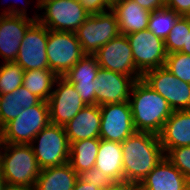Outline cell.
<instances>
[{"instance_id": "30bf717a", "label": "cell", "mask_w": 190, "mask_h": 190, "mask_svg": "<svg viewBox=\"0 0 190 190\" xmlns=\"http://www.w3.org/2000/svg\"><path fill=\"white\" fill-rule=\"evenodd\" d=\"M142 79L168 102L173 111L190 110V83L179 80L165 67L146 71Z\"/></svg>"}, {"instance_id": "cb8c5ba5", "label": "cell", "mask_w": 190, "mask_h": 190, "mask_svg": "<svg viewBox=\"0 0 190 190\" xmlns=\"http://www.w3.org/2000/svg\"><path fill=\"white\" fill-rule=\"evenodd\" d=\"M99 145V138L75 141L70 144L68 163L78 175L95 166Z\"/></svg>"}, {"instance_id": "60d3db41", "label": "cell", "mask_w": 190, "mask_h": 190, "mask_svg": "<svg viewBox=\"0 0 190 190\" xmlns=\"http://www.w3.org/2000/svg\"><path fill=\"white\" fill-rule=\"evenodd\" d=\"M5 184H6L5 178H4V176L2 174V171H1V168H0V190L3 189V187H4Z\"/></svg>"}, {"instance_id": "ba28073f", "label": "cell", "mask_w": 190, "mask_h": 190, "mask_svg": "<svg viewBox=\"0 0 190 190\" xmlns=\"http://www.w3.org/2000/svg\"><path fill=\"white\" fill-rule=\"evenodd\" d=\"M84 55L76 33L49 30L48 66L58 77H63Z\"/></svg>"}, {"instance_id": "52a82bcc", "label": "cell", "mask_w": 190, "mask_h": 190, "mask_svg": "<svg viewBox=\"0 0 190 190\" xmlns=\"http://www.w3.org/2000/svg\"><path fill=\"white\" fill-rule=\"evenodd\" d=\"M49 123L48 101H41L29 109H23L2 128L3 143L29 145Z\"/></svg>"}, {"instance_id": "ffe728a7", "label": "cell", "mask_w": 190, "mask_h": 190, "mask_svg": "<svg viewBox=\"0 0 190 190\" xmlns=\"http://www.w3.org/2000/svg\"><path fill=\"white\" fill-rule=\"evenodd\" d=\"M111 11L118 21L121 35L148 29L151 12L145 10L133 0H117L112 4Z\"/></svg>"}, {"instance_id": "f35d334b", "label": "cell", "mask_w": 190, "mask_h": 190, "mask_svg": "<svg viewBox=\"0 0 190 190\" xmlns=\"http://www.w3.org/2000/svg\"><path fill=\"white\" fill-rule=\"evenodd\" d=\"M2 190H33V188L23 186V185H12L6 183Z\"/></svg>"}, {"instance_id": "ac0fdd59", "label": "cell", "mask_w": 190, "mask_h": 190, "mask_svg": "<svg viewBox=\"0 0 190 190\" xmlns=\"http://www.w3.org/2000/svg\"><path fill=\"white\" fill-rule=\"evenodd\" d=\"M101 113L99 105H85L65 126L69 143L99 138Z\"/></svg>"}, {"instance_id": "603a6c76", "label": "cell", "mask_w": 190, "mask_h": 190, "mask_svg": "<svg viewBox=\"0 0 190 190\" xmlns=\"http://www.w3.org/2000/svg\"><path fill=\"white\" fill-rule=\"evenodd\" d=\"M78 177L68 162L41 169L33 190H73Z\"/></svg>"}, {"instance_id": "277c9868", "label": "cell", "mask_w": 190, "mask_h": 190, "mask_svg": "<svg viewBox=\"0 0 190 190\" xmlns=\"http://www.w3.org/2000/svg\"><path fill=\"white\" fill-rule=\"evenodd\" d=\"M36 4L33 18L28 16L26 6L19 9L15 4L8 5L0 13V56L3 62H15L25 32L39 19V0Z\"/></svg>"}, {"instance_id": "83f0119b", "label": "cell", "mask_w": 190, "mask_h": 190, "mask_svg": "<svg viewBox=\"0 0 190 190\" xmlns=\"http://www.w3.org/2000/svg\"><path fill=\"white\" fill-rule=\"evenodd\" d=\"M24 78V70L16 62H3L0 66V95L18 89Z\"/></svg>"}, {"instance_id": "b9f144b4", "label": "cell", "mask_w": 190, "mask_h": 190, "mask_svg": "<svg viewBox=\"0 0 190 190\" xmlns=\"http://www.w3.org/2000/svg\"><path fill=\"white\" fill-rule=\"evenodd\" d=\"M3 146V136H2V129H0V153Z\"/></svg>"}, {"instance_id": "5bb4252c", "label": "cell", "mask_w": 190, "mask_h": 190, "mask_svg": "<svg viewBox=\"0 0 190 190\" xmlns=\"http://www.w3.org/2000/svg\"><path fill=\"white\" fill-rule=\"evenodd\" d=\"M53 88L48 100L50 123L65 126L85 104L74 85L64 77H57Z\"/></svg>"}, {"instance_id": "2e32d148", "label": "cell", "mask_w": 190, "mask_h": 190, "mask_svg": "<svg viewBox=\"0 0 190 190\" xmlns=\"http://www.w3.org/2000/svg\"><path fill=\"white\" fill-rule=\"evenodd\" d=\"M135 79L118 72L99 68L96 85V105L102 106L128 101Z\"/></svg>"}, {"instance_id": "e0dca14e", "label": "cell", "mask_w": 190, "mask_h": 190, "mask_svg": "<svg viewBox=\"0 0 190 190\" xmlns=\"http://www.w3.org/2000/svg\"><path fill=\"white\" fill-rule=\"evenodd\" d=\"M137 190H190V181L164 156Z\"/></svg>"}, {"instance_id": "7a4b0ae2", "label": "cell", "mask_w": 190, "mask_h": 190, "mask_svg": "<svg viewBox=\"0 0 190 190\" xmlns=\"http://www.w3.org/2000/svg\"><path fill=\"white\" fill-rule=\"evenodd\" d=\"M130 95L128 102L136 132L159 135L173 112L168 102L142 78L135 81Z\"/></svg>"}, {"instance_id": "9c48e42d", "label": "cell", "mask_w": 190, "mask_h": 190, "mask_svg": "<svg viewBox=\"0 0 190 190\" xmlns=\"http://www.w3.org/2000/svg\"><path fill=\"white\" fill-rule=\"evenodd\" d=\"M75 33L83 52L94 55L100 47L118 37L120 30L115 14L109 10L90 14Z\"/></svg>"}, {"instance_id": "7402d4cb", "label": "cell", "mask_w": 190, "mask_h": 190, "mask_svg": "<svg viewBox=\"0 0 190 190\" xmlns=\"http://www.w3.org/2000/svg\"><path fill=\"white\" fill-rule=\"evenodd\" d=\"M95 168L114 182L123 181V154L121 143L100 139Z\"/></svg>"}, {"instance_id": "f546056e", "label": "cell", "mask_w": 190, "mask_h": 190, "mask_svg": "<svg viewBox=\"0 0 190 190\" xmlns=\"http://www.w3.org/2000/svg\"><path fill=\"white\" fill-rule=\"evenodd\" d=\"M164 67L179 80L190 83V55L182 52L167 54Z\"/></svg>"}, {"instance_id": "d6986e66", "label": "cell", "mask_w": 190, "mask_h": 190, "mask_svg": "<svg viewBox=\"0 0 190 190\" xmlns=\"http://www.w3.org/2000/svg\"><path fill=\"white\" fill-rule=\"evenodd\" d=\"M159 139L165 154L172 148L190 146V110L173 111Z\"/></svg>"}, {"instance_id": "44dd1931", "label": "cell", "mask_w": 190, "mask_h": 190, "mask_svg": "<svg viewBox=\"0 0 190 190\" xmlns=\"http://www.w3.org/2000/svg\"><path fill=\"white\" fill-rule=\"evenodd\" d=\"M41 101L22 85L11 93L0 95V129L15 119L23 109H29Z\"/></svg>"}, {"instance_id": "d590c367", "label": "cell", "mask_w": 190, "mask_h": 190, "mask_svg": "<svg viewBox=\"0 0 190 190\" xmlns=\"http://www.w3.org/2000/svg\"><path fill=\"white\" fill-rule=\"evenodd\" d=\"M138 5L143 7L145 10L149 12H153L155 10H159L165 7V0H133Z\"/></svg>"}, {"instance_id": "4dcf8cb0", "label": "cell", "mask_w": 190, "mask_h": 190, "mask_svg": "<svg viewBox=\"0 0 190 190\" xmlns=\"http://www.w3.org/2000/svg\"><path fill=\"white\" fill-rule=\"evenodd\" d=\"M165 157L190 181V146L172 148Z\"/></svg>"}, {"instance_id": "836d02e7", "label": "cell", "mask_w": 190, "mask_h": 190, "mask_svg": "<svg viewBox=\"0 0 190 190\" xmlns=\"http://www.w3.org/2000/svg\"><path fill=\"white\" fill-rule=\"evenodd\" d=\"M89 14L103 13L111 10L112 4L108 0H78ZM107 9V10H106Z\"/></svg>"}, {"instance_id": "ab89813d", "label": "cell", "mask_w": 190, "mask_h": 190, "mask_svg": "<svg viewBox=\"0 0 190 190\" xmlns=\"http://www.w3.org/2000/svg\"><path fill=\"white\" fill-rule=\"evenodd\" d=\"M180 52L190 55V31H187L186 46Z\"/></svg>"}, {"instance_id": "3957f363", "label": "cell", "mask_w": 190, "mask_h": 190, "mask_svg": "<svg viewBox=\"0 0 190 190\" xmlns=\"http://www.w3.org/2000/svg\"><path fill=\"white\" fill-rule=\"evenodd\" d=\"M0 168L6 183L30 188H34L41 171L30 145L10 143H3Z\"/></svg>"}, {"instance_id": "7bdbcfd3", "label": "cell", "mask_w": 190, "mask_h": 190, "mask_svg": "<svg viewBox=\"0 0 190 190\" xmlns=\"http://www.w3.org/2000/svg\"><path fill=\"white\" fill-rule=\"evenodd\" d=\"M24 2H25V5L27 4V5H29L30 4V1H28V0H23ZM15 4H16V2H15ZM24 5V4H23ZM24 5V6H25Z\"/></svg>"}, {"instance_id": "5b68a950", "label": "cell", "mask_w": 190, "mask_h": 190, "mask_svg": "<svg viewBox=\"0 0 190 190\" xmlns=\"http://www.w3.org/2000/svg\"><path fill=\"white\" fill-rule=\"evenodd\" d=\"M29 145L40 169L60 166L69 161L70 143L64 126L49 123Z\"/></svg>"}, {"instance_id": "8992f818", "label": "cell", "mask_w": 190, "mask_h": 190, "mask_svg": "<svg viewBox=\"0 0 190 190\" xmlns=\"http://www.w3.org/2000/svg\"><path fill=\"white\" fill-rule=\"evenodd\" d=\"M38 22L49 30L76 32L90 14L78 0H39Z\"/></svg>"}, {"instance_id": "9a60e30c", "label": "cell", "mask_w": 190, "mask_h": 190, "mask_svg": "<svg viewBox=\"0 0 190 190\" xmlns=\"http://www.w3.org/2000/svg\"><path fill=\"white\" fill-rule=\"evenodd\" d=\"M101 125L99 139L122 143L136 130L128 101L99 106Z\"/></svg>"}, {"instance_id": "f1b7e54d", "label": "cell", "mask_w": 190, "mask_h": 190, "mask_svg": "<svg viewBox=\"0 0 190 190\" xmlns=\"http://www.w3.org/2000/svg\"><path fill=\"white\" fill-rule=\"evenodd\" d=\"M187 31H190V16H180L164 40L167 54L180 52L186 46Z\"/></svg>"}, {"instance_id": "74e56055", "label": "cell", "mask_w": 190, "mask_h": 190, "mask_svg": "<svg viewBox=\"0 0 190 190\" xmlns=\"http://www.w3.org/2000/svg\"><path fill=\"white\" fill-rule=\"evenodd\" d=\"M73 190H101L99 189L97 186H94L93 184L90 185L84 181H82L79 177L78 180L75 184V187L73 188Z\"/></svg>"}, {"instance_id": "8d00e7d4", "label": "cell", "mask_w": 190, "mask_h": 190, "mask_svg": "<svg viewBox=\"0 0 190 190\" xmlns=\"http://www.w3.org/2000/svg\"><path fill=\"white\" fill-rule=\"evenodd\" d=\"M103 190H137V185L126 181L114 182Z\"/></svg>"}, {"instance_id": "484cf974", "label": "cell", "mask_w": 190, "mask_h": 190, "mask_svg": "<svg viewBox=\"0 0 190 190\" xmlns=\"http://www.w3.org/2000/svg\"><path fill=\"white\" fill-rule=\"evenodd\" d=\"M99 68L96 57L85 54L63 77L70 83H94Z\"/></svg>"}, {"instance_id": "7c38bea8", "label": "cell", "mask_w": 190, "mask_h": 190, "mask_svg": "<svg viewBox=\"0 0 190 190\" xmlns=\"http://www.w3.org/2000/svg\"><path fill=\"white\" fill-rule=\"evenodd\" d=\"M100 68L125 74L135 80L142 78V73L136 68L132 49L126 35H119L100 47L94 54Z\"/></svg>"}, {"instance_id": "1f68e13d", "label": "cell", "mask_w": 190, "mask_h": 190, "mask_svg": "<svg viewBox=\"0 0 190 190\" xmlns=\"http://www.w3.org/2000/svg\"><path fill=\"white\" fill-rule=\"evenodd\" d=\"M78 176L82 181L90 185L93 184L101 190H103L106 187H109L114 183V181L110 177L106 176L105 173H103L95 167L83 171Z\"/></svg>"}, {"instance_id": "d6a6232c", "label": "cell", "mask_w": 190, "mask_h": 190, "mask_svg": "<svg viewBox=\"0 0 190 190\" xmlns=\"http://www.w3.org/2000/svg\"><path fill=\"white\" fill-rule=\"evenodd\" d=\"M85 105L96 104L95 83H72Z\"/></svg>"}, {"instance_id": "ee69618b", "label": "cell", "mask_w": 190, "mask_h": 190, "mask_svg": "<svg viewBox=\"0 0 190 190\" xmlns=\"http://www.w3.org/2000/svg\"><path fill=\"white\" fill-rule=\"evenodd\" d=\"M111 4H113L117 0H108Z\"/></svg>"}, {"instance_id": "6da1fadb", "label": "cell", "mask_w": 190, "mask_h": 190, "mask_svg": "<svg viewBox=\"0 0 190 190\" xmlns=\"http://www.w3.org/2000/svg\"><path fill=\"white\" fill-rule=\"evenodd\" d=\"M121 146L123 181L137 186L165 156L159 135L149 132H135Z\"/></svg>"}, {"instance_id": "e575fe53", "label": "cell", "mask_w": 190, "mask_h": 190, "mask_svg": "<svg viewBox=\"0 0 190 190\" xmlns=\"http://www.w3.org/2000/svg\"><path fill=\"white\" fill-rule=\"evenodd\" d=\"M165 7L180 16H190V0H165Z\"/></svg>"}, {"instance_id": "4316f807", "label": "cell", "mask_w": 190, "mask_h": 190, "mask_svg": "<svg viewBox=\"0 0 190 190\" xmlns=\"http://www.w3.org/2000/svg\"><path fill=\"white\" fill-rule=\"evenodd\" d=\"M179 17V14L167 7L155 10L150 14L148 30L165 40Z\"/></svg>"}, {"instance_id": "8fae6325", "label": "cell", "mask_w": 190, "mask_h": 190, "mask_svg": "<svg viewBox=\"0 0 190 190\" xmlns=\"http://www.w3.org/2000/svg\"><path fill=\"white\" fill-rule=\"evenodd\" d=\"M136 68L144 74L146 71L165 66L167 52L163 39L148 29L126 35Z\"/></svg>"}, {"instance_id": "4fadbf2b", "label": "cell", "mask_w": 190, "mask_h": 190, "mask_svg": "<svg viewBox=\"0 0 190 190\" xmlns=\"http://www.w3.org/2000/svg\"><path fill=\"white\" fill-rule=\"evenodd\" d=\"M48 32L45 26L35 21L25 32L15 62L24 71L49 69L47 57Z\"/></svg>"}, {"instance_id": "d4e9b609", "label": "cell", "mask_w": 190, "mask_h": 190, "mask_svg": "<svg viewBox=\"0 0 190 190\" xmlns=\"http://www.w3.org/2000/svg\"><path fill=\"white\" fill-rule=\"evenodd\" d=\"M58 76L50 69L24 71L22 86L42 101H48Z\"/></svg>"}]
</instances>
